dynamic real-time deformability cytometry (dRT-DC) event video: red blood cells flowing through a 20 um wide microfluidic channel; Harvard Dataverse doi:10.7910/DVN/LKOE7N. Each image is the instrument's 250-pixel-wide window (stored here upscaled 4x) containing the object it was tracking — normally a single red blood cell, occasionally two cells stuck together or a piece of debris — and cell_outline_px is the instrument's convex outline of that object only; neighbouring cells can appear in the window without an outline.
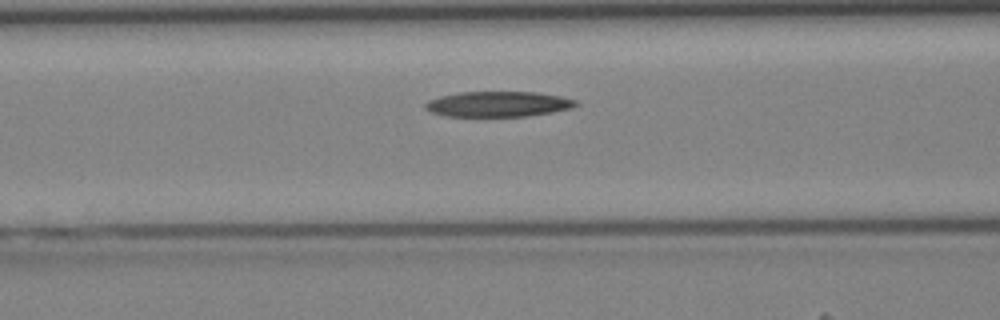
{"species": "Egyptian fruit bat (a non-hibernating species)", "species_latin": "Rousettus aegyptiacus", "temperature_condition": "cold", "stored_images_in_passage": 25, "camera_frame_rate_fps": 3000, "um_per_image_px": 0.085, "animal": {"sex": "female"}, "frame": {"image": 1, "passage_image": 4, "time_ms": 1.0, "image_size_px": [1000, 320], "cell_outline_px": [[580, 104], [572, 108], [552, 112], [528, 116], [444, 116], [432, 112], [424, 108], [424, 104], [428, 100], [440, 96], [460, 92], [536, 92], [560, 96], [576, 100]], "centroid_in_image_um": [42.35, 8.84], "position_along_channel_um": 124.3, "area_um2": 22.31}}
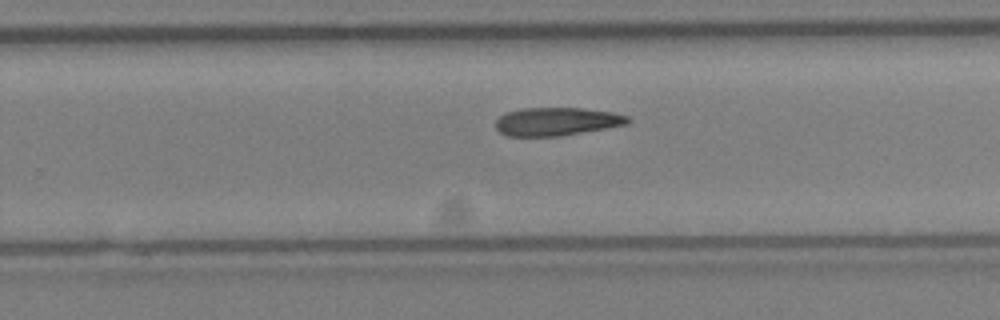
{"frame": {"image": 2, "passage_image": 14, "time_ms": 4.333, "image_size_px": [1000, 320], "cell_outline_px": [[632, 120], [628, 124], [560, 136], [508, 136], [500, 132], [496, 128], [496, 120], [504, 112], [520, 108], [580, 108], [612, 112], [628, 116]], "centroid_in_image_um": [47.3, 10.32], "position_along_channel_um": 282.5, "area_um2": 21.73}}
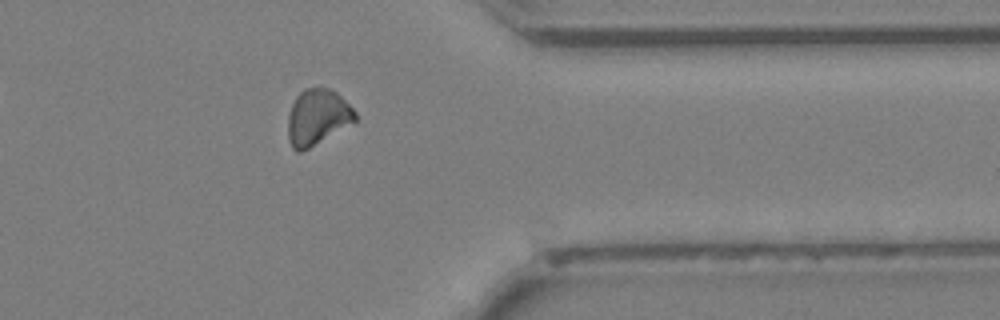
{"frame": {"image": 3, "passage_image": 21, "time_ms": 6.667, "image_size_px": [1000, 320], "cell_outline_px": [[356, 120], [308, 148], [300, 152], [296, 152], [292, 148], [288, 140], [288, 116], [292, 104], [296, 96], [304, 88], [328, 88], [336, 92], [356, 112]], "centroid_in_image_um": [26.94, 9.95], "position_along_channel_um": 384.5, "area_um2": 21.44}}